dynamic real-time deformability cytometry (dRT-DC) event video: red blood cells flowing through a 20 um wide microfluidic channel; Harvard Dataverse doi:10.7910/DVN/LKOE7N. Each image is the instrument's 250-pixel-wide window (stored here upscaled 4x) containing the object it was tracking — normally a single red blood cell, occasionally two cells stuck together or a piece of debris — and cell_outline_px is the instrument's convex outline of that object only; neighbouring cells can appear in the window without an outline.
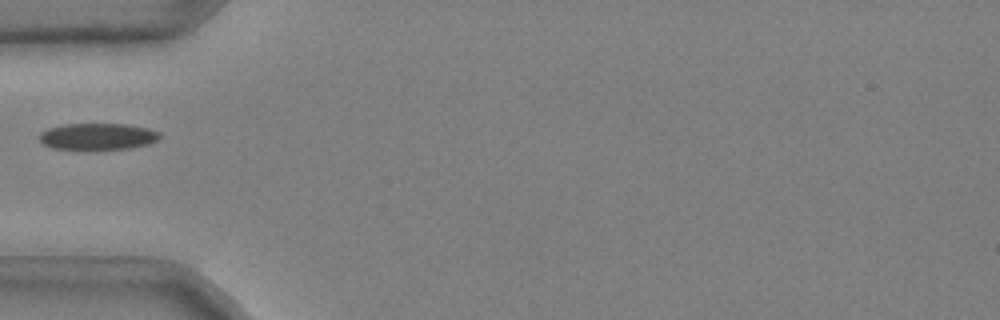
{"species": "common noctule bat (a hibernating species)", "species_latin": "Nyctalus noctula", "temperature_condition": "cold", "stored_images_in_passage": 31, "camera_frame_rate_fps": 3000, "um_per_image_px": 0.085, "animal": {"sex": "male", "body_mass_g": 20.4}, "frame": {"image": 1, "passage_image": 1, "time_ms": 0.0, "image_size_px": [1000, 320], "cell_outline_px": [[160, 140], [148, 144], [128, 148], [88, 152], [52, 148], [44, 144], [40, 140], [40, 132], [48, 128], [64, 124], [124, 124], [148, 128], [160, 132]], "centroid_in_image_um": [8.29, 11.64], "position_along_channel_um": 76.7, "area_um2": 19.36}}
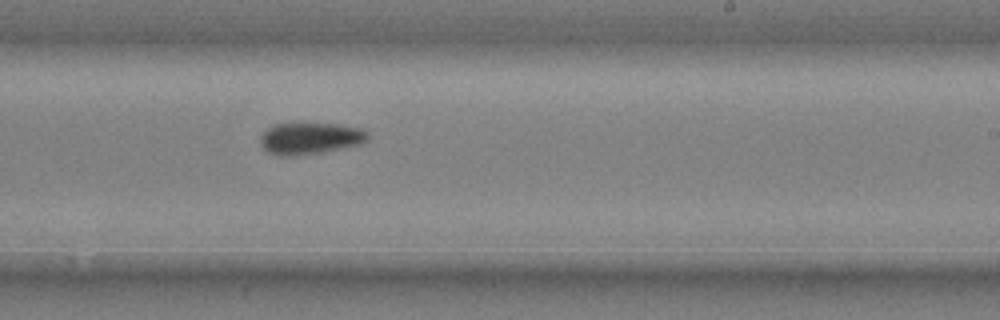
{"frame": {"image": 2, "passage_image": 16, "time_ms": 5.0, "image_size_px": [1000, 320], "cell_outline_px": [[368, 140], [360, 144], [320, 152], [292, 156], [280, 156], [268, 152], [260, 144], [260, 136], [268, 128], [276, 124], [336, 124], [360, 128], [368, 132]], "centroid_in_image_um": [26.35, 11.76], "position_along_channel_um": 262.7, "area_um2": 19.54}}
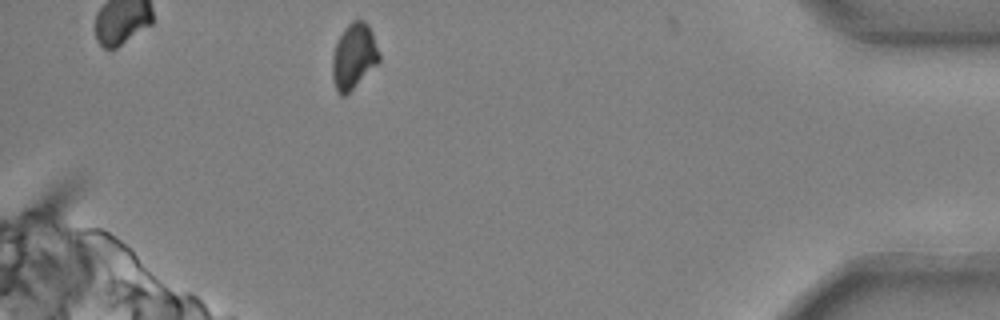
{"frame": {"image": 3, "passage_image": 31, "time_ms": 10.0, "image_size_px": [1000, 320], "cell_outline_px": [[380, 60], [344, 96], [340, 96], [332, 80], [332, 56], [336, 44], [344, 28], [352, 20], [364, 20], [368, 24], [372, 32], [380, 52]], "centroid_in_image_um": [30.07, 4.74], "position_along_channel_um": 405.1, "area_um2": 17.63}}